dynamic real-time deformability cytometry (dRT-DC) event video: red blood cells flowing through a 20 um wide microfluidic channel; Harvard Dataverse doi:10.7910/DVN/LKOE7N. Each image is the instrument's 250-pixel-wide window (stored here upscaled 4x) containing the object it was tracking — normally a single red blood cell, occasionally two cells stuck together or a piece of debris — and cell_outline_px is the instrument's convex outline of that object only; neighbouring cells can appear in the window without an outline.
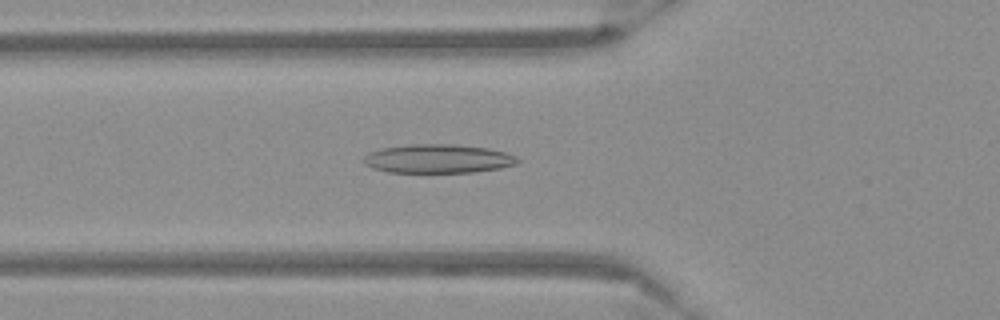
{"species": "Egyptian fruit bat (a non-hibernating species)", "species_latin": "Rousettus aegyptiacus", "temperature_condition": "warm", "stored_images_in_passage": 51, "camera_frame_rate_fps": 3000, "um_per_image_px": 0.085, "frame": {"image": 1, "passage_image": 19, "time_ms": 6.0, "image_size_px": [1000, 320], "cell_outline_px": [[520, 160], [516, 164], [500, 168], [472, 172], [388, 172], [372, 168], [364, 164], [364, 156], [368, 152], [384, 148], [412, 144], [452, 144], [488, 148], [504, 152], [516, 156]], "centroid_in_image_um": [37.22, 13.49], "position_along_channel_um": 88.6, "area_um2": 25.72}}
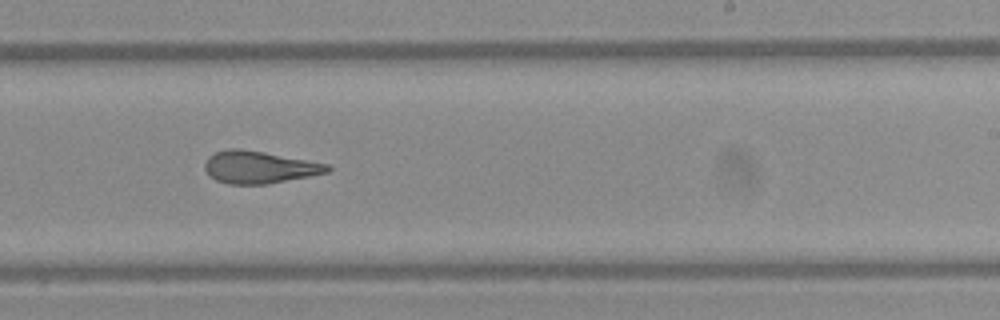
{"frame": {"image": 2, "passage_image": 33, "time_ms": 10.667, "image_size_px": [1000, 320], "cell_outline_px": [[332, 168], [328, 172], [308, 176], [264, 184], [228, 184], [216, 180], [204, 168], [204, 164], [208, 156], [216, 152], [228, 148], [236, 148], [264, 152], [328, 164]], "centroid_in_image_um": [22.0, 14.2], "position_along_channel_um": 267.0, "area_um2": 22.72}}
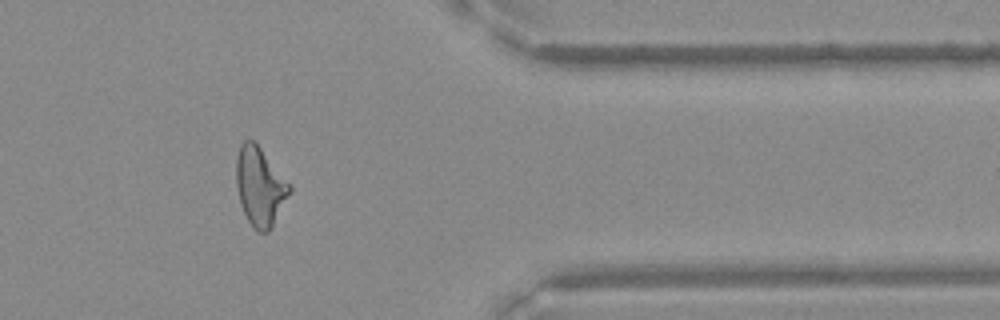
{"frame": {"image": 3, "passage_image": 44, "time_ms": 14.333, "image_size_px": [1000, 320], "cell_outline_px": [[292, 188], [268, 232], [256, 232], [252, 228], [240, 204], [236, 188], [236, 160], [240, 144], [244, 140], [252, 140], [260, 148], [292, 184]], "centroid_in_image_um": [22.08, 15.85], "position_along_channel_um": 389.3, "area_um2": 24.28}}